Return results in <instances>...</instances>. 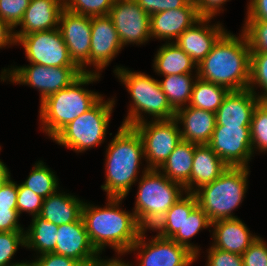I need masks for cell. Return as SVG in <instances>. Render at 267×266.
<instances>
[{
    "label": "cell",
    "mask_w": 267,
    "mask_h": 266,
    "mask_svg": "<svg viewBox=\"0 0 267 266\" xmlns=\"http://www.w3.org/2000/svg\"><path fill=\"white\" fill-rule=\"evenodd\" d=\"M124 198L108 197L103 208L84 202L82 219L94 248L102 253L110 246L117 254H126L137 241L142 228L134 213L119 208Z\"/></svg>",
    "instance_id": "1"
},
{
    "label": "cell",
    "mask_w": 267,
    "mask_h": 266,
    "mask_svg": "<svg viewBox=\"0 0 267 266\" xmlns=\"http://www.w3.org/2000/svg\"><path fill=\"white\" fill-rule=\"evenodd\" d=\"M250 48L245 34L226 31L197 65V77L230 91L247 89L250 80Z\"/></svg>",
    "instance_id": "2"
},
{
    "label": "cell",
    "mask_w": 267,
    "mask_h": 266,
    "mask_svg": "<svg viewBox=\"0 0 267 266\" xmlns=\"http://www.w3.org/2000/svg\"><path fill=\"white\" fill-rule=\"evenodd\" d=\"M106 180L101 185L108 197L125 198L139 174L145 158L143 142L133 127L121 125L106 148Z\"/></svg>",
    "instance_id": "3"
},
{
    "label": "cell",
    "mask_w": 267,
    "mask_h": 266,
    "mask_svg": "<svg viewBox=\"0 0 267 266\" xmlns=\"http://www.w3.org/2000/svg\"><path fill=\"white\" fill-rule=\"evenodd\" d=\"M100 78V74L83 73L68 87L40 102L39 117L42 129L52 139L63 127L91 109L101 94L81 87Z\"/></svg>",
    "instance_id": "4"
},
{
    "label": "cell",
    "mask_w": 267,
    "mask_h": 266,
    "mask_svg": "<svg viewBox=\"0 0 267 266\" xmlns=\"http://www.w3.org/2000/svg\"><path fill=\"white\" fill-rule=\"evenodd\" d=\"M114 73L121 80L131 95L132 104L129 113L121 125L133 127L144 122L142 113L149 114L152 120H170L175 118L176 111L171 107L162 91L159 80L141 72H132L117 66Z\"/></svg>",
    "instance_id": "5"
},
{
    "label": "cell",
    "mask_w": 267,
    "mask_h": 266,
    "mask_svg": "<svg viewBox=\"0 0 267 266\" xmlns=\"http://www.w3.org/2000/svg\"><path fill=\"white\" fill-rule=\"evenodd\" d=\"M142 173L133 213L143 230H151L183 196L185 189L159 169L145 167Z\"/></svg>",
    "instance_id": "6"
},
{
    "label": "cell",
    "mask_w": 267,
    "mask_h": 266,
    "mask_svg": "<svg viewBox=\"0 0 267 266\" xmlns=\"http://www.w3.org/2000/svg\"><path fill=\"white\" fill-rule=\"evenodd\" d=\"M248 175L247 167L228 166L217 179L194 192L198 206L211 222L238 218L232 213L245 197Z\"/></svg>",
    "instance_id": "7"
},
{
    "label": "cell",
    "mask_w": 267,
    "mask_h": 266,
    "mask_svg": "<svg viewBox=\"0 0 267 266\" xmlns=\"http://www.w3.org/2000/svg\"><path fill=\"white\" fill-rule=\"evenodd\" d=\"M109 100V101H108ZM103 97L87 112L63 127L52 140L75 152H84L103 143L115 100Z\"/></svg>",
    "instance_id": "8"
},
{
    "label": "cell",
    "mask_w": 267,
    "mask_h": 266,
    "mask_svg": "<svg viewBox=\"0 0 267 266\" xmlns=\"http://www.w3.org/2000/svg\"><path fill=\"white\" fill-rule=\"evenodd\" d=\"M83 72L78 67H48L39 64L2 70L1 81L32 86L41 93L40 102L77 80Z\"/></svg>",
    "instance_id": "9"
},
{
    "label": "cell",
    "mask_w": 267,
    "mask_h": 266,
    "mask_svg": "<svg viewBox=\"0 0 267 266\" xmlns=\"http://www.w3.org/2000/svg\"><path fill=\"white\" fill-rule=\"evenodd\" d=\"M147 122L145 120L133 128L142 139L148 169H159L182 140L180 127L175 118Z\"/></svg>",
    "instance_id": "10"
},
{
    "label": "cell",
    "mask_w": 267,
    "mask_h": 266,
    "mask_svg": "<svg viewBox=\"0 0 267 266\" xmlns=\"http://www.w3.org/2000/svg\"><path fill=\"white\" fill-rule=\"evenodd\" d=\"M16 43L24 47L26 58L31 64L77 67L69 56L68 48L58 28L23 35Z\"/></svg>",
    "instance_id": "11"
},
{
    "label": "cell",
    "mask_w": 267,
    "mask_h": 266,
    "mask_svg": "<svg viewBox=\"0 0 267 266\" xmlns=\"http://www.w3.org/2000/svg\"><path fill=\"white\" fill-rule=\"evenodd\" d=\"M146 231L142 230L137 241L128 251L139 250L138 266H190L197 260L192 251L171 239L155 235L156 237H152L146 243V236H144Z\"/></svg>",
    "instance_id": "12"
},
{
    "label": "cell",
    "mask_w": 267,
    "mask_h": 266,
    "mask_svg": "<svg viewBox=\"0 0 267 266\" xmlns=\"http://www.w3.org/2000/svg\"><path fill=\"white\" fill-rule=\"evenodd\" d=\"M91 20L92 17L72 13L65 8L59 17L58 29L69 56L83 73H94V70L85 69L90 66Z\"/></svg>",
    "instance_id": "13"
},
{
    "label": "cell",
    "mask_w": 267,
    "mask_h": 266,
    "mask_svg": "<svg viewBox=\"0 0 267 266\" xmlns=\"http://www.w3.org/2000/svg\"><path fill=\"white\" fill-rule=\"evenodd\" d=\"M230 167H247L253 155L250 127L215 126L208 143Z\"/></svg>",
    "instance_id": "14"
},
{
    "label": "cell",
    "mask_w": 267,
    "mask_h": 266,
    "mask_svg": "<svg viewBox=\"0 0 267 266\" xmlns=\"http://www.w3.org/2000/svg\"><path fill=\"white\" fill-rule=\"evenodd\" d=\"M109 16L123 46L144 44L151 38L150 15L135 0H115Z\"/></svg>",
    "instance_id": "15"
},
{
    "label": "cell",
    "mask_w": 267,
    "mask_h": 266,
    "mask_svg": "<svg viewBox=\"0 0 267 266\" xmlns=\"http://www.w3.org/2000/svg\"><path fill=\"white\" fill-rule=\"evenodd\" d=\"M123 45L109 15L95 16L91 20L90 65L100 74L115 58Z\"/></svg>",
    "instance_id": "16"
},
{
    "label": "cell",
    "mask_w": 267,
    "mask_h": 266,
    "mask_svg": "<svg viewBox=\"0 0 267 266\" xmlns=\"http://www.w3.org/2000/svg\"><path fill=\"white\" fill-rule=\"evenodd\" d=\"M57 231L53 253L72 258L81 265L91 264L100 256L89 239L82 217L75 222L59 225Z\"/></svg>",
    "instance_id": "17"
},
{
    "label": "cell",
    "mask_w": 267,
    "mask_h": 266,
    "mask_svg": "<svg viewBox=\"0 0 267 266\" xmlns=\"http://www.w3.org/2000/svg\"><path fill=\"white\" fill-rule=\"evenodd\" d=\"M211 19L213 18L202 17L174 41L196 65L210 53L217 40L227 31L220 23L209 25Z\"/></svg>",
    "instance_id": "18"
},
{
    "label": "cell",
    "mask_w": 267,
    "mask_h": 266,
    "mask_svg": "<svg viewBox=\"0 0 267 266\" xmlns=\"http://www.w3.org/2000/svg\"><path fill=\"white\" fill-rule=\"evenodd\" d=\"M202 17L193 2L178 9H170L150 15V35L152 38L174 42L188 28Z\"/></svg>",
    "instance_id": "19"
},
{
    "label": "cell",
    "mask_w": 267,
    "mask_h": 266,
    "mask_svg": "<svg viewBox=\"0 0 267 266\" xmlns=\"http://www.w3.org/2000/svg\"><path fill=\"white\" fill-rule=\"evenodd\" d=\"M260 101L248 88L229 91L215 113V126L250 127L253 111Z\"/></svg>",
    "instance_id": "20"
},
{
    "label": "cell",
    "mask_w": 267,
    "mask_h": 266,
    "mask_svg": "<svg viewBox=\"0 0 267 266\" xmlns=\"http://www.w3.org/2000/svg\"><path fill=\"white\" fill-rule=\"evenodd\" d=\"M64 9V0H31L15 32L16 41L33 32L50 31L58 28L59 17Z\"/></svg>",
    "instance_id": "21"
},
{
    "label": "cell",
    "mask_w": 267,
    "mask_h": 266,
    "mask_svg": "<svg viewBox=\"0 0 267 266\" xmlns=\"http://www.w3.org/2000/svg\"><path fill=\"white\" fill-rule=\"evenodd\" d=\"M182 140L197 145L208 144L216 125L215 113L191 106L178 109L175 114Z\"/></svg>",
    "instance_id": "22"
},
{
    "label": "cell",
    "mask_w": 267,
    "mask_h": 266,
    "mask_svg": "<svg viewBox=\"0 0 267 266\" xmlns=\"http://www.w3.org/2000/svg\"><path fill=\"white\" fill-rule=\"evenodd\" d=\"M214 248L242 255L259 237L252 235L239 218L221 219L212 222Z\"/></svg>",
    "instance_id": "23"
},
{
    "label": "cell",
    "mask_w": 267,
    "mask_h": 266,
    "mask_svg": "<svg viewBox=\"0 0 267 266\" xmlns=\"http://www.w3.org/2000/svg\"><path fill=\"white\" fill-rule=\"evenodd\" d=\"M227 168L228 165L212 150L208 144H196L192 171L189 179V193H194L201 186L213 182Z\"/></svg>",
    "instance_id": "24"
},
{
    "label": "cell",
    "mask_w": 267,
    "mask_h": 266,
    "mask_svg": "<svg viewBox=\"0 0 267 266\" xmlns=\"http://www.w3.org/2000/svg\"><path fill=\"white\" fill-rule=\"evenodd\" d=\"M84 202L74 195L58 190L43 200L38 216L59 226L75 222L82 217Z\"/></svg>",
    "instance_id": "25"
},
{
    "label": "cell",
    "mask_w": 267,
    "mask_h": 266,
    "mask_svg": "<svg viewBox=\"0 0 267 266\" xmlns=\"http://www.w3.org/2000/svg\"><path fill=\"white\" fill-rule=\"evenodd\" d=\"M195 148L196 144L181 140L159 168L166 177L181 184L188 193Z\"/></svg>",
    "instance_id": "26"
},
{
    "label": "cell",
    "mask_w": 267,
    "mask_h": 266,
    "mask_svg": "<svg viewBox=\"0 0 267 266\" xmlns=\"http://www.w3.org/2000/svg\"><path fill=\"white\" fill-rule=\"evenodd\" d=\"M153 68L163 76L174 74H192L197 68L195 62L174 42H167L157 51Z\"/></svg>",
    "instance_id": "27"
},
{
    "label": "cell",
    "mask_w": 267,
    "mask_h": 266,
    "mask_svg": "<svg viewBox=\"0 0 267 266\" xmlns=\"http://www.w3.org/2000/svg\"><path fill=\"white\" fill-rule=\"evenodd\" d=\"M182 196L151 229L158 231V236L171 239L181 228L185 218H188L190 212L198 205L194 193L185 192Z\"/></svg>",
    "instance_id": "28"
},
{
    "label": "cell",
    "mask_w": 267,
    "mask_h": 266,
    "mask_svg": "<svg viewBox=\"0 0 267 266\" xmlns=\"http://www.w3.org/2000/svg\"><path fill=\"white\" fill-rule=\"evenodd\" d=\"M32 218L28 230L24 231L25 247L33 249L40 255L54 252L58 226L40 216Z\"/></svg>",
    "instance_id": "29"
},
{
    "label": "cell",
    "mask_w": 267,
    "mask_h": 266,
    "mask_svg": "<svg viewBox=\"0 0 267 266\" xmlns=\"http://www.w3.org/2000/svg\"><path fill=\"white\" fill-rule=\"evenodd\" d=\"M192 89L189 106L216 113L230 90L197 77Z\"/></svg>",
    "instance_id": "30"
},
{
    "label": "cell",
    "mask_w": 267,
    "mask_h": 266,
    "mask_svg": "<svg viewBox=\"0 0 267 266\" xmlns=\"http://www.w3.org/2000/svg\"><path fill=\"white\" fill-rule=\"evenodd\" d=\"M191 75L192 74L166 75L163 76L165 78L164 80L159 81L162 91L175 111L183 106H188L191 101L192 89L195 82V77Z\"/></svg>",
    "instance_id": "31"
},
{
    "label": "cell",
    "mask_w": 267,
    "mask_h": 266,
    "mask_svg": "<svg viewBox=\"0 0 267 266\" xmlns=\"http://www.w3.org/2000/svg\"><path fill=\"white\" fill-rule=\"evenodd\" d=\"M212 222L209 220L206 213L197 205L189 214L188 218H185L179 231L171 238L177 244L185 246L192 251L196 258L199 255V247L192 245L190 239L198 234L202 229H207L211 226Z\"/></svg>",
    "instance_id": "32"
},
{
    "label": "cell",
    "mask_w": 267,
    "mask_h": 266,
    "mask_svg": "<svg viewBox=\"0 0 267 266\" xmlns=\"http://www.w3.org/2000/svg\"><path fill=\"white\" fill-rule=\"evenodd\" d=\"M54 173L45 166L43 161H37L22 184L45 199L59 188V181Z\"/></svg>",
    "instance_id": "33"
},
{
    "label": "cell",
    "mask_w": 267,
    "mask_h": 266,
    "mask_svg": "<svg viewBox=\"0 0 267 266\" xmlns=\"http://www.w3.org/2000/svg\"><path fill=\"white\" fill-rule=\"evenodd\" d=\"M251 142L253 154L254 149H258L259 152L267 151V100H261L255 107L251 125Z\"/></svg>",
    "instance_id": "34"
},
{
    "label": "cell",
    "mask_w": 267,
    "mask_h": 266,
    "mask_svg": "<svg viewBox=\"0 0 267 266\" xmlns=\"http://www.w3.org/2000/svg\"><path fill=\"white\" fill-rule=\"evenodd\" d=\"M262 87V94L256 93L255 86ZM255 88V89H254ZM248 89L260 100H267V52L250 54V80Z\"/></svg>",
    "instance_id": "35"
},
{
    "label": "cell",
    "mask_w": 267,
    "mask_h": 266,
    "mask_svg": "<svg viewBox=\"0 0 267 266\" xmlns=\"http://www.w3.org/2000/svg\"><path fill=\"white\" fill-rule=\"evenodd\" d=\"M115 0H64L69 12L89 17L109 15Z\"/></svg>",
    "instance_id": "36"
},
{
    "label": "cell",
    "mask_w": 267,
    "mask_h": 266,
    "mask_svg": "<svg viewBox=\"0 0 267 266\" xmlns=\"http://www.w3.org/2000/svg\"><path fill=\"white\" fill-rule=\"evenodd\" d=\"M245 34L251 53L267 52V22L245 21Z\"/></svg>",
    "instance_id": "37"
},
{
    "label": "cell",
    "mask_w": 267,
    "mask_h": 266,
    "mask_svg": "<svg viewBox=\"0 0 267 266\" xmlns=\"http://www.w3.org/2000/svg\"><path fill=\"white\" fill-rule=\"evenodd\" d=\"M19 246L25 247L24 231L0 232V266H8Z\"/></svg>",
    "instance_id": "38"
},
{
    "label": "cell",
    "mask_w": 267,
    "mask_h": 266,
    "mask_svg": "<svg viewBox=\"0 0 267 266\" xmlns=\"http://www.w3.org/2000/svg\"><path fill=\"white\" fill-rule=\"evenodd\" d=\"M17 192V211L19 215H21L22 212H27L31 214L32 217L38 216L44 198L25 187L22 183L17 184Z\"/></svg>",
    "instance_id": "39"
},
{
    "label": "cell",
    "mask_w": 267,
    "mask_h": 266,
    "mask_svg": "<svg viewBox=\"0 0 267 266\" xmlns=\"http://www.w3.org/2000/svg\"><path fill=\"white\" fill-rule=\"evenodd\" d=\"M31 0H0V19L13 29L19 26Z\"/></svg>",
    "instance_id": "40"
},
{
    "label": "cell",
    "mask_w": 267,
    "mask_h": 266,
    "mask_svg": "<svg viewBox=\"0 0 267 266\" xmlns=\"http://www.w3.org/2000/svg\"><path fill=\"white\" fill-rule=\"evenodd\" d=\"M243 266H267V244L258 237L242 254Z\"/></svg>",
    "instance_id": "41"
},
{
    "label": "cell",
    "mask_w": 267,
    "mask_h": 266,
    "mask_svg": "<svg viewBox=\"0 0 267 266\" xmlns=\"http://www.w3.org/2000/svg\"><path fill=\"white\" fill-rule=\"evenodd\" d=\"M208 250L206 266H243L242 255L211 246Z\"/></svg>",
    "instance_id": "42"
},
{
    "label": "cell",
    "mask_w": 267,
    "mask_h": 266,
    "mask_svg": "<svg viewBox=\"0 0 267 266\" xmlns=\"http://www.w3.org/2000/svg\"><path fill=\"white\" fill-rule=\"evenodd\" d=\"M138 5L149 15L155 13L178 9L187 6L190 0H135Z\"/></svg>",
    "instance_id": "43"
},
{
    "label": "cell",
    "mask_w": 267,
    "mask_h": 266,
    "mask_svg": "<svg viewBox=\"0 0 267 266\" xmlns=\"http://www.w3.org/2000/svg\"><path fill=\"white\" fill-rule=\"evenodd\" d=\"M17 183L6 181L0 189V209L17 210Z\"/></svg>",
    "instance_id": "44"
},
{
    "label": "cell",
    "mask_w": 267,
    "mask_h": 266,
    "mask_svg": "<svg viewBox=\"0 0 267 266\" xmlns=\"http://www.w3.org/2000/svg\"><path fill=\"white\" fill-rule=\"evenodd\" d=\"M32 266H81V264L69 257L56 253H46L32 261Z\"/></svg>",
    "instance_id": "45"
},
{
    "label": "cell",
    "mask_w": 267,
    "mask_h": 266,
    "mask_svg": "<svg viewBox=\"0 0 267 266\" xmlns=\"http://www.w3.org/2000/svg\"><path fill=\"white\" fill-rule=\"evenodd\" d=\"M19 216L17 210L0 209V232L24 231L18 224Z\"/></svg>",
    "instance_id": "46"
},
{
    "label": "cell",
    "mask_w": 267,
    "mask_h": 266,
    "mask_svg": "<svg viewBox=\"0 0 267 266\" xmlns=\"http://www.w3.org/2000/svg\"><path fill=\"white\" fill-rule=\"evenodd\" d=\"M229 1V0H228ZM227 0H193L197 7L198 14L204 18H213L216 14H220L222 5Z\"/></svg>",
    "instance_id": "47"
},
{
    "label": "cell",
    "mask_w": 267,
    "mask_h": 266,
    "mask_svg": "<svg viewBox=\"0 0 267 266\" xmlns=\"http://www.w3.org/2000/svg\"><path fill=\"white\" fill-rule=\"evenodd\" d=\"M245 21L267 22V0H250Z\"/></svg>",
    "instance_id": "48"
},
{
    "label": "cell",
    "mask_w": 267,
    "mask_h": 266,
    "mask_svg": "<svg viewBox=\"0 0 267 266\" xmlns=\"http://www.w3.org/2000/svg\"><path fill=\"white\" fill-rule=\"evenodd\" d=\"M13 44H17L14 29L4 20L0 19V49Z\"/></svg>",
    "instance_id": "49"
},
{
    "label": "cell",
    "mask_w": 267,
    "mask_h": 266,
    "mask_svg": "<svg viewBox=\"0 0 267 266\" xmlns=\"http://www.w3.org/2000/svg\"><path fill=\"white\" fill-rule=\"evenodd\" d=\"M101 257L99 256L96 260H95V266H132L129 263H125L122 260H119L117 257L114 259H100Z\"/></svg>",
    "instance_id": "50"
},
{
    "label": "cell",
    "mask_w": 267,
    "mask_h": 266,
    "mask_svg": "<svg viewBox=\"0 0 267 266\" xmlns=\"http://www.w3.org/2000/svg\"><path fill=\"white\" fill-rule=\"evenodd\" d=\"M11 177L10 171L7 166L0 160V189L3 184Z\"/></svg>",
    "instance_id": "51"
},
{
    "label": "cell",
    "mask_w": 267,
    "mask_h": 266,
    "mask_svg": "<svg viewBox=\"0 0 267 266\" xmlns=\"http://www.w3.org/2000/svg\"><path fill=\"white\" fill-rule=\"evenodd\" d=\"M8 266H32V262L30 261V263L29 262H16V263H14V264H11V265H8Z\"/></svg>",
    "instance_id": "52"
},
{
    "label": "cell",
    "mask_w": 267,
    "mask_h": 266,
    "mask_svg": "<svg viewBox=\"0 0 267 266\" xmlns=\"http://www.w3.org/2000/svg\"><path fill=\"white\" fill-rule=\"evenodd\" d=\"M81 266H95V261L92 262L91 264H87V265H81Z\"/></svg>",
    "instance_id": "53"
}]
</instances>
